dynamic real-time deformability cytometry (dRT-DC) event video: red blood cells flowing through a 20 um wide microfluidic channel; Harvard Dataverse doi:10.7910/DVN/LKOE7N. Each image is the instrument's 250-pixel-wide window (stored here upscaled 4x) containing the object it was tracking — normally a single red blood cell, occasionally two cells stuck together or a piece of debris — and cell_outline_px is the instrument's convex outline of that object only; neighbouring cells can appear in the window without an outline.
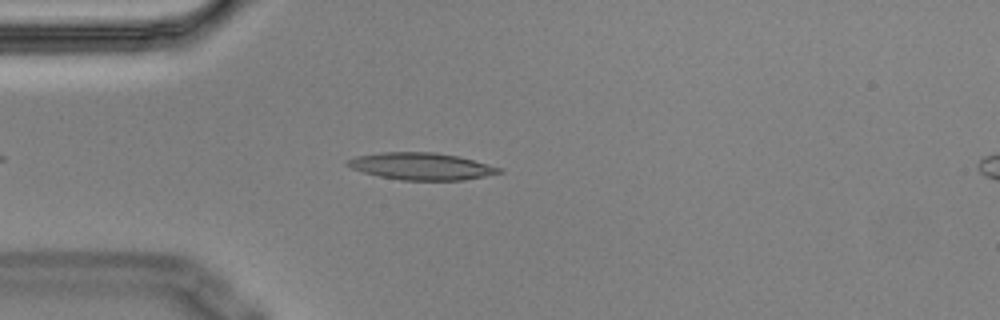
{"species": "Egyptian fruit bat (a non-hibernating species)", "species_latin": "Rousettus aegyptiacus", "temperature_condition": "cold", "stored_images_in_passage": 3, "camera_frame_rate_fps": 3000, "um_per_image_px": 0.085, "animal": {"sex": "male"}, "frame": {"image": 1, "passage_image": 3, "time_ms": 0.667, "image_size_px": [1000, 320], "cell_outline_px": [[504, 172], [464, 180], [400, 180], [380, 176], [364, 172], [352, 168], [344, 164], [348, 160], [356, 156], [380, 152], [432, 152], [460, 156], [504, 168]], "centroid_in_image_um": [35.86, 14.13], "position_along_channel_um": 49.1, "area_um2": 23.99}}